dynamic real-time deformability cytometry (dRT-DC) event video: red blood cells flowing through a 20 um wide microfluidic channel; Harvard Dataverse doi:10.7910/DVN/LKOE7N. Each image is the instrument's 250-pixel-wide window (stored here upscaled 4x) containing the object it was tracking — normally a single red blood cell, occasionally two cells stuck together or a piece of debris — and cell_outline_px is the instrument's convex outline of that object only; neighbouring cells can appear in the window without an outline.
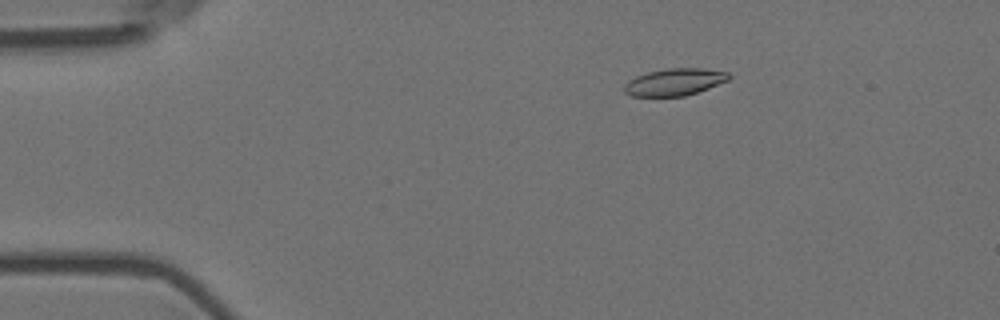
{"species": "Egyptian fruit bat (a non-hibernating species)", "species_latin": "Rousettus aegyptiacus", "temperature_condition": "room temperature", "stored_images_in_passage": 3, "camera_frame_rate_fps": 3000, "um_per_image_px": 0.085, "animal": {"sex": "female"}, "frame": {"image": 1, "passage_image": 1, "time_ms": 0.0, "image_size_px": [1000, 320], "cell_outline_px": [[732, 76], [728, 80], [708, 88], [684, 96], [632, 96], [624, 92], [624, 84], [628, 80], [636, 76], [648, 72], [668, 68], [700, 68], [728, 72]], "centroid_in_image_um": [57.32, 6.96], "position_along_channel_um": 27.7, "area_um2": 16.42}}